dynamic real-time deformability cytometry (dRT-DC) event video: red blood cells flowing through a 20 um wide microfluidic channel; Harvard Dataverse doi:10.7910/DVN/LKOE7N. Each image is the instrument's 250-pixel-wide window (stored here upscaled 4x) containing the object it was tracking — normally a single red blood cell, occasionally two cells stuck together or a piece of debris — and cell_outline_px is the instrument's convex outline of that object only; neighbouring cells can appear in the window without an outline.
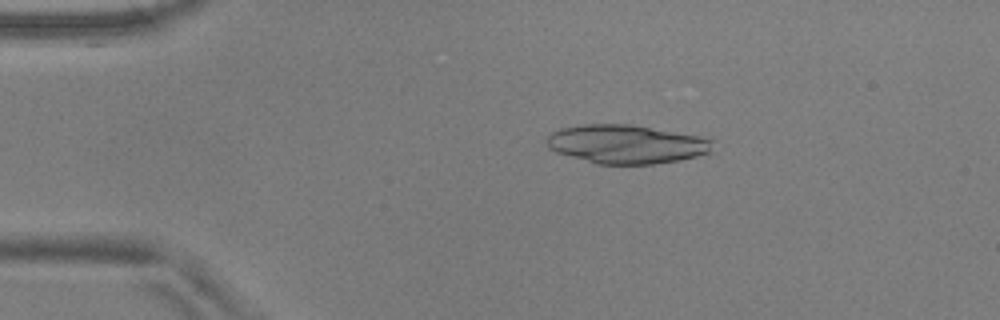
{"species": "common noctule bat (a hibernating species)", "species_latin": "Nyctalus noctula", "temperature_condition": "warm", "stored_images_in_passage": 53, "camera_frame_rate_fps": 3000, "um_per_image_px": 0.085, "animal": {"sex": "male", "body_mass_g": 17.9, "forearm_length_mm": 54.2}, "frame": {"image": 1, "passage_image": 10, "time_ms": 3.0, "image_size_px": [1000, 320], "cell_outline_px": [[716, 140], [712, 152], [680, 160], [652, 164], [596, 164], [556, 152], [548, 148], [548, 136], [552, 132], [560, 128], [584, 124], [628, 124], [696, 136]], "centroid_in_image_um": [53.25, 12.26], "position_along_channel_um": 31.8, "area_um2": 37.28}}